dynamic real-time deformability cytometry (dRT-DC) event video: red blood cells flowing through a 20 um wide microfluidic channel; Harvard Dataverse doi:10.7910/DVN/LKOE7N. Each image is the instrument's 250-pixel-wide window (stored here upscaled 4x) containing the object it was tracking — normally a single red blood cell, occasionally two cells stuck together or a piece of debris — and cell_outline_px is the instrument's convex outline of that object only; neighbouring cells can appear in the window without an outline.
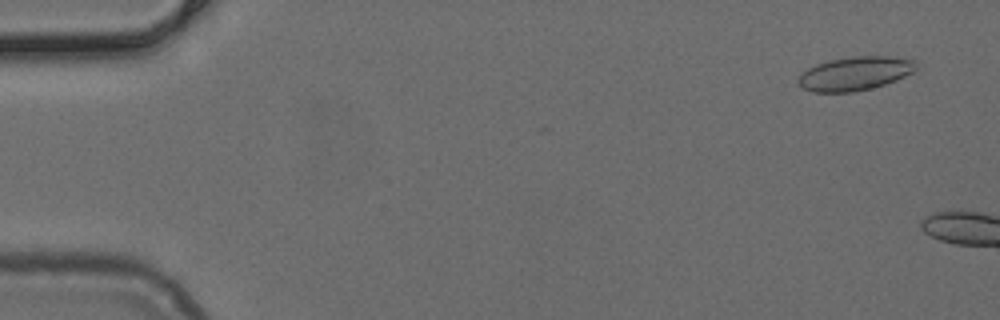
{"species": "common noctule bat (a hibernating species)", "species_latin": "Nyctalus noctula", "temperature_condition": "cold", "stored_images_in_passage": 6, "camera_frame_rate_fps": 3000, "um_per_image_px": 0.085, "animal": {"sex": "female", "body_mass_g": 24.6, "forearm_length_mm": 56.2}, "frame": {"image": 1, "passage_image": 3, "time_ms": 0.667, "image_size_px": [1000, 320], "cell_outline_px": [[916, 68], [912, 72], [896, 80], [872, 88], [852, 92], [812, 92], [804, 88], [796, 80], [808, 68], [816, 64], [828, 60], [852, 56], [892, 56], [916, 60]], "centroid_in_image_um": [72.68, 6.24], "position_along_channel_um": 12.3, "area_um2": 23.12}}